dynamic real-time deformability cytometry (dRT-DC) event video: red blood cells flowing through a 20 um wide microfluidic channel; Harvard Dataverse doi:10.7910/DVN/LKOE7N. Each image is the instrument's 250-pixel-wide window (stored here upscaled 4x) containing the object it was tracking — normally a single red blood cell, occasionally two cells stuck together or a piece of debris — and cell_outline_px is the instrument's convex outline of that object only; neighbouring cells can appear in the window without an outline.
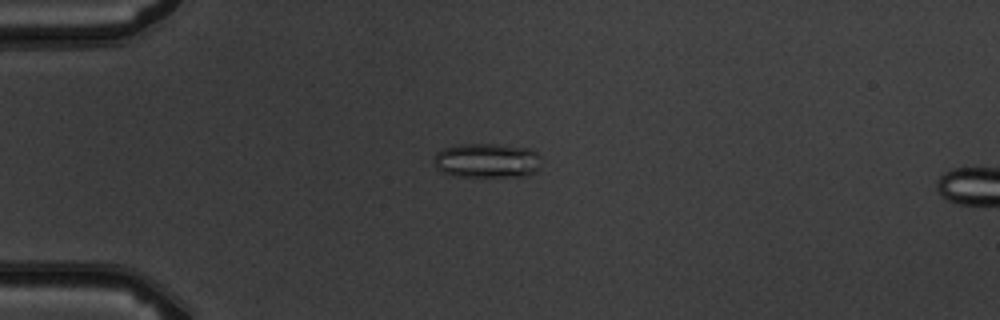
{"species": "common noctule bat (a hibernating species)", "species_latin": "Nyctalus noctula", "temperature_condition": "warm", "stored_images_in_passage": 6, "camera_frame_rate_fps": 3000, "um_per_image_px": 0.085, "animal": {"sex": "male", "body_mass_g": 19.5, "forearm_length_mm": 54.6}, "frame": {"image": 1, "passage_image": 3, "time_ms": 3.333, "image_size_px": [1000, 320], "cell_outline_px": [[540, 168], [536, 172], [528, 176], [452, 176], [440, 172], [436, 168], [432, 160], [432, 156], [436, 152], [444, 148], [460, 144], [500, 144], [528, 148], [536, 152], [540, 164]], "centroid_in_image_um": [41.34, 13.65], "position_along_channel_um": 43.7, "area_um2": 21.96}}
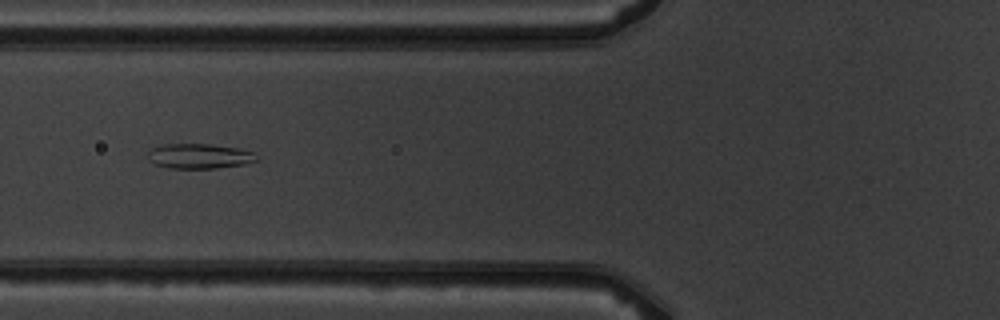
{"frame": {"image": 2, "passage_image": 5, "time_ms": 5.667, "image_size_px": [1000, 320], "cell_outline_px": [[260, 160], [244, 164], [216, 168], [168, 168], [152, 164], [148, 160], [148, 152], [152, 148], [160, 144], [208, 144], [240, 148], [256, 152], [260, 156]], "centroid_in_image_um": [16.97, 13.27], "position_along_channel_um": 108.8, "area_um2": 16.18}}